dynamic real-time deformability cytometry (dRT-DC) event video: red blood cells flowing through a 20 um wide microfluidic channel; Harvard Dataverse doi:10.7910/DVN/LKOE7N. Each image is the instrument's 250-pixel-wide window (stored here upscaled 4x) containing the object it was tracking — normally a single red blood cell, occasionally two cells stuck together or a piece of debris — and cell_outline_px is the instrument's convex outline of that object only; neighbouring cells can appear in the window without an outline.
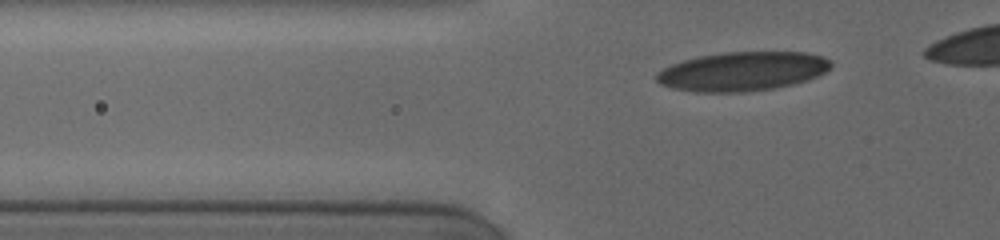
{"species": "human", "species_latin": "Homo sapiens", "temperature_condition": "cold", "stored_images_in_passage": 27, "camera_frame_rate_fps": 3000, "um_per_image_px": 0.085, "donor": {"sex": "female"}, "frame": {"image": 1, "passage_image": 9, "time_ms": 1.667, "image_size_px": [1000, 240], "cell_outline_px": [[832, 64], [824, 72], [808, 80], [776, 88], [744, 92], [696, 92], [672, 88], [660, 84], [656, 80], [656, 72], [672, 64], [684, 60], [700, 56], [724, 52], [808, 52], [824, 56], [832, 60]], "centroid_in_image_um": [63.12, 6.06], "position_along_channel_um": 62.7, "area_um2": 39.82}}
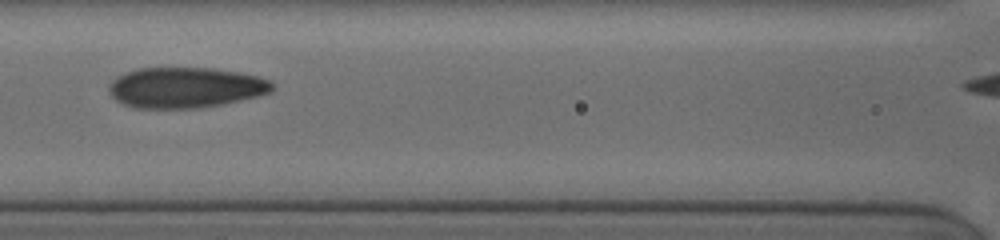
{"frame": {"image": 2, "passage_image": 22, "time_ms": 4.333, "image_size_px": [1000, 240], "cell_outline_px": [[272, 92], [260, 96], [220, 104], [196, 108], [132, 108], [116, 100], [108, 92], [108, 84], [116, 76], [124, 72], [140, 68], [212, 68], [236, 72], [256, 76], [268, 80], [272, 84]], "centroid_in_image_um": [15.7, 7.44], "position_along_channel_um": 150.9, "area_um2": 38.61}}
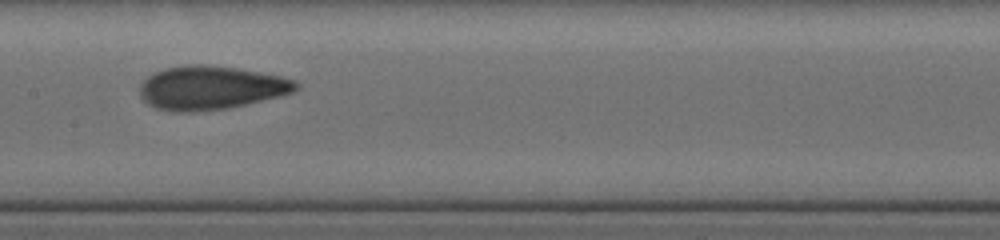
{"frame": {"image": 3, "passage_image": 26, "time_ms": 5.333, "image_size_px": [1000, 240], "cell_outline_px": [[300, 88], [284, 96], [224, 108], [192, 112], [176, 112], [156, 108], [148, 104], [140, 96], [140, 84], [148, 76], [156, 72], [168, 68], [188, 64], [200, 64], [236, 68], [260, 72], [280, 76], [296, 80], [300, 84]], "centroid_in_image_um": [17.95, 7.46], "position_along_channel_um": 189.4, "area_um2": 39.59}}